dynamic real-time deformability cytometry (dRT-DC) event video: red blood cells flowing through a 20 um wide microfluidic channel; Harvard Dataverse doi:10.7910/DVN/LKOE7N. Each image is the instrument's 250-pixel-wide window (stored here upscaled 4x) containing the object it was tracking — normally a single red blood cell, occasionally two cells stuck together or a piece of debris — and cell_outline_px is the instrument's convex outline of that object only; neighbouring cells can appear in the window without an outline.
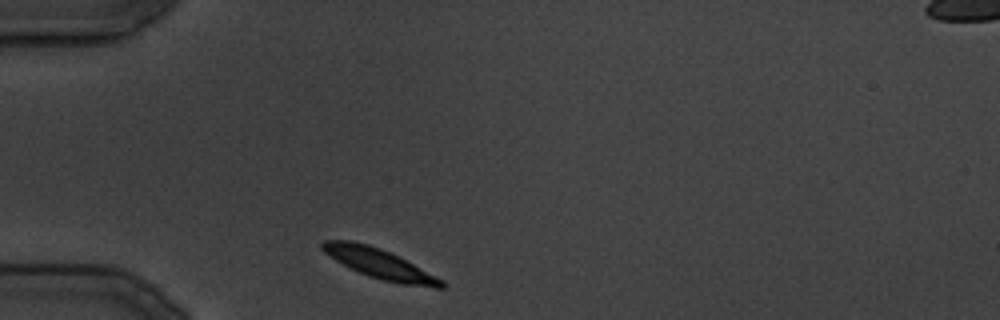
{"species": "common noctule bat (a hibernating species)", "species_latin": "Nyctalus noctula", "temperature_condition": "cold", "stored_images_in_passage": 21, "camera_frame_rate_fps": 3000, "um_per_image_px": 0.085, "animal": {"sex": "male", "body_mass_g": 19.5, "forearm_length_mm": 54.6}, "frame": {"image": 1, "passage_image": 1, "time_ms": 0.0, "image_size_px": [1000, 320], "cell_outline_px": [[448, 284], [444, 288], [432, 288], [404, 284], [384, 280], [368, 276], [336, 260], [324, 252], [320, 248], [320, 244], [324, 240], [352, 240], [368, 244], [380, 248], [444, 280]], "centroid_in_image_um": [32.27, 22.42], "position_along_channel_um": 52.7, "area_um2": 20.29}}